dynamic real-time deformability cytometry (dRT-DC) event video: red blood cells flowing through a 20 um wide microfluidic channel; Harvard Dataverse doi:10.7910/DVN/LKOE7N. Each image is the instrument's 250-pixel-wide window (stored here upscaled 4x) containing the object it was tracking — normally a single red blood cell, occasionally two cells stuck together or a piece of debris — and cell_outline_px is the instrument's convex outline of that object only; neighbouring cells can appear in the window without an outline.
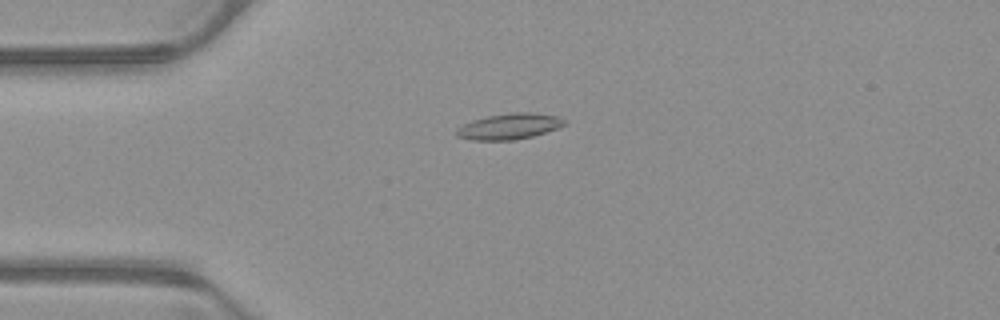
{"species": "common noctule bat (a hibernating species)", "species_latin": "Nyctalus noctula", "temperature_condition": "warm", "stored_images_in_passage": 41, "camera_frame_rate_fps": 3000, "um_per_image_px": 0.085, "animal": {"sex": "male", "body_mass_g": 23.1, "forearm_length_mm": 52.7}, "frame": {"image": 1, "passage_image": 1, "time_ms": 0.0, "image_size_px": [1000, 320], "cell_outline_px": [[568, 124], [532, 136], [512, 140], [472, 140], [456, 136], [456, 128], [472, 120], [488, 116], [512, 112], [532, 112], [556, 116], [564, 120]], "centroid_in_image_um": [43.26, 10.74], "position_along_channel_um": 41.7, "area_um2": 16.13}}
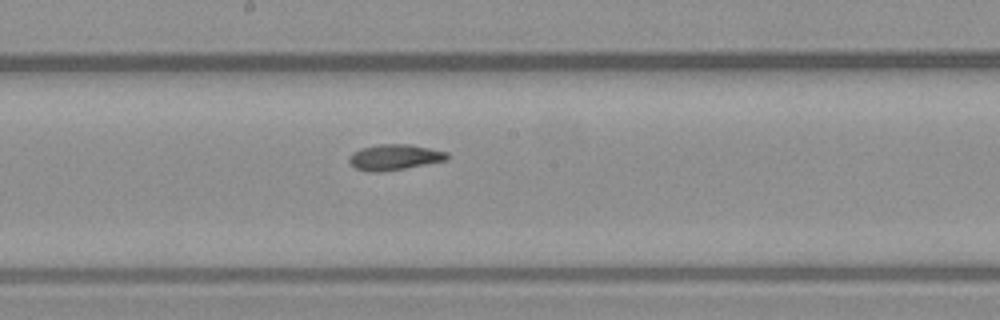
{"frame": {"image": 2, "passage_image": 16, "time_ms": 5.0, "image_size_px": [1000, 320], "cell_outline_px": [[452, 156], [448, 160], [404, 168], [380, 172], [368, 172], [356, 168], [348, 160], [348, 156], [352, 152], [360, 148], [376, 144], [408, 144], [448, 152]], "centroid_in_image_um": [33.53, 13.35], "position_along_channel_um": 214.7, "area_um2": 14.8}}
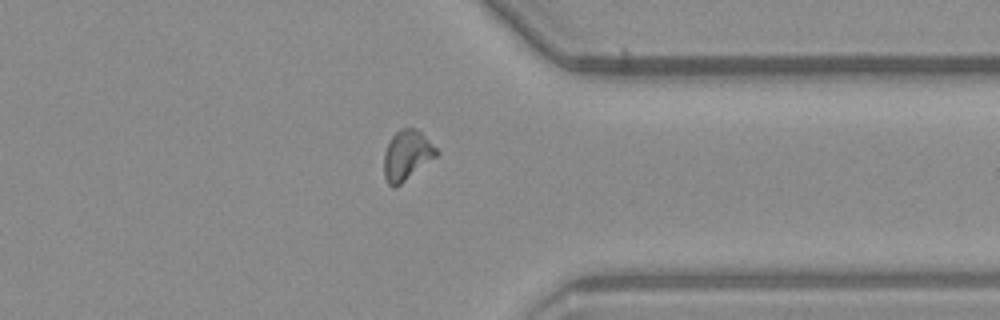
{"frame": {"image": 3, "passage_image": 29, "time_ms": 9.333, "image_size_px": [1000, 320], "cell_outline_px": [[440, 152], [436, 156], [400, 184], [392, 188], [388, 184], [384, 176], [384, 152], [392, 136], [400, 128], [416, 128]], "centroid_in_image_um": [34.56, 13.19], "position_along_channel_um": 376.8, "area_um2": 14.97}, "authors_computed_cell_mechanics": {"area_um2": 14.5078, "velocity_mm_per_s": 3.8901, "shape_relaxation_time_tau1_ms": 8.6183, "shape_relaxation_time_tau2_ms": 2.0888, "deformation_change_tau1": 0.2343, "deformation_change_tau2": 0.089}}